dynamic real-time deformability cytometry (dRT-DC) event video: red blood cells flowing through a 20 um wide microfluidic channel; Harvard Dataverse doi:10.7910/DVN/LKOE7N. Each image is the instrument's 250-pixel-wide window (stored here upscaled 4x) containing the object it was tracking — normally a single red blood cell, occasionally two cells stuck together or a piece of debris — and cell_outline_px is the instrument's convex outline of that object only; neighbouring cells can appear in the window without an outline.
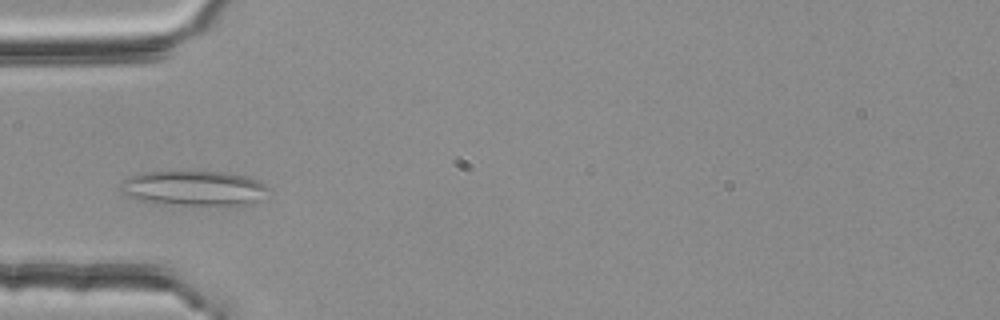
{"species": "common noctule bat (a hibernating species)", "species_latin": "Nyctalus noctula", "temperature_condition": "room temperature", "stored_images_in_passage": 45, "camera_frame_rate_fps": 3000, "um_per_image_px": 0.085, "animal": {"sex": "female", "body_mass_g": 25.1}, "frame": {"image": 1, "passage_image": 12, "time_ms": 3.667, "image_size_px": [1000, 320], "cell_outline_px": [[272, 192], [256, 200], [244, 204], [156, 204], [136, 200], [120, 192], [120, 188], [124, 180], [128, 176], [140, 172], [224, 172], [244, 176], [256, 180], [272, 188]], "centroid_in_image_um": [16.43, 15.99], "position_along_channel_um": 68.6, "area_um2": 29.94}}
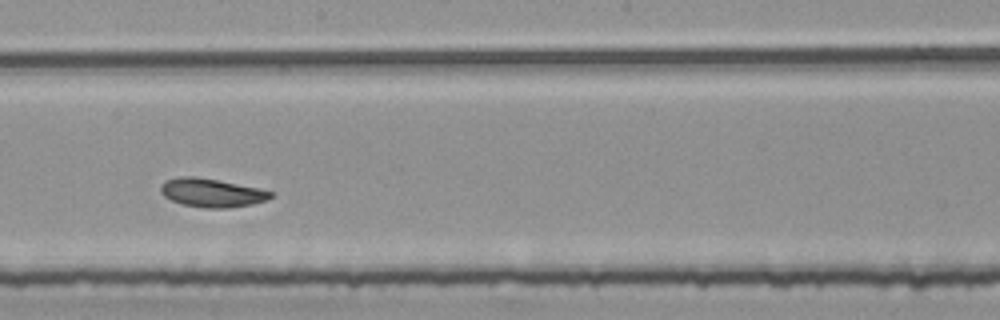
{"frame": {"image": 2, "passage_image": 25, "time_ms": 8.0, "image_size_px": [1000, 320], "cell_outline_px": [[272, 196], [268, 200], [252, 204], [228, 208], [204, 208], [180, 204], [164, 196], [160, 192], [160, 184], [164, 180], [180, 176], [192, 176], [216, 180], [260, 188], [272, 192]], "centroid_in_image_um": [17.96, 16.39], "position_along_channel_um": 230.2, "area_um2": 18.38}}
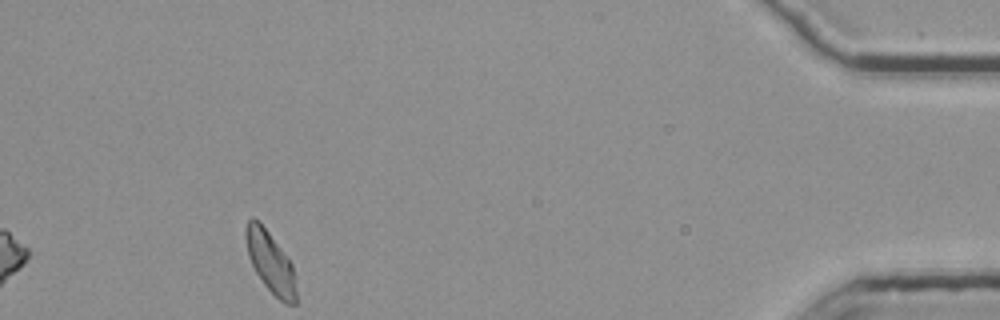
{"frame": {"image": 3, "passage_image": 45, "time_ms": 14.667, "image_size_px": [1000, 320], "cell_outline_px": [[296, 304], [284, 304], [264, 284], [256, 272], [248, 256], [244, 236], [244, 228], [248, 220], [252, 216], [268, 232], [292, 264], [296, 292]], "centroid_in_image_um": [22.95, 22.28], "position_along_channel_um": 412.2, "area_um2": 17.57}, "authors_computed_cell_mechanics": {"area_um2": 18.0914, "velocity_mm_per_s": 3.7215, "shape_relaxation_time_tau1_ms": 8.0187, "shape_relaxation_time_tau2_ms": 5.1788, "deformation_change_tau1": 0.1174, "deformation_change_tau2": 0.064}}